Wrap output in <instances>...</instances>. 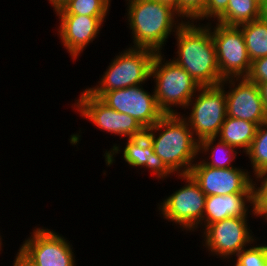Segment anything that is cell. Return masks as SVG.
Listing matches in <instances>:
<instances>
[{
	"instance_id": "6da1fadb",
	"label": "cell",
	"mask_w": 267,
	"mask_h": 266,
	"mask_svg": "<svg viewBox=\"0 0 267 266\" xmlns=\"http://www.w3.org/2000/svg\"><path fill=\"white\" fill-rule=\"evenodd\" d=\"M174 38L176 49L172 60L200 86H216L223 82L217 65L210 22L185 21L178 28Z\"/></svg>"
},
{
	"instance_id": "7a4b0ae2",
	"label": "cell",
	"mask_w": 267,
	"mask_h": 266,
	"mask_svg": "<svg viewBox=\"0 0 267 266\" xmlns=\"http://www.w3.org/2000/svg\"><path fill=\"white\" fill-rule=\"evenodd\" d=\"M129 47L166 51V43L185 20L170 6L152 0H125Z\"/></svg>"
},
{
	"instance_id": "3957f363",
	"label": "cell",
	"mask_w": 267,
	"mask_h": 266,
	"mask_svg": "<svg viewBox=\"0 0 267 266\" xmlns=\"http://www.w3.org/2000/svg\"><path fill=\"white\" fill-rule=\"evenodd\" d=\"M154 152L176 175L189 174L198 159L199 141L180 114H164L145 131Z\"/></svg>"
},
{
	"instance_id": "277c9868",
	"label": "cell",
	"mask_w": 267,
	"mask_h": 266,
	"mask_svg": "<svg viewBox=\"0 0 267 266\" xmlns=\"http://www.w3.org/2000/svg\"><path fill=\"white\" fill-rule=\"evenodd\" d=\"M164 53L155 54L151 67L156 102L164 114H180L201 86Z\"/></svg>"
},
{
	"instance_id": "5b68a950",
	"label": "cell",
	"mask_w": 267,
	"mask_h": 266,
	"mask_svg": "<svg viewBox=\"0 0 267 266\" xmlns=\"http://www.w3.org/2000/svg\"><path fill=\"white\" fill-rule=\"evenodd\" d=\"M156 52L149 48L128 47L115 54L96 84L85 87L93 96L151 81V67Z\"/></svg>"
},
{
	"instance_id": "8992f818",
	"label": "cell",
	"mask_w": 267,
	"mask_h": 266,
	"mask_svg": "<svg viewBox=\"0 0 267 266\" xmlns=\"http://www.w3.org/2000/svg\"><path fill=\"white\" fill-rule=\"evenodd\" d=\"M175 177L183 180L185 184L172 191L169 196L162 198L157 203L156 211H159L158 215L166 220V223H172V226L175 225L181 232L198 233L203 220L206 195L189 174Z\"/></svg>"
},
{
	"instance_id": "52a82bcc",
	"label": "cell",
	"mask_w": 267,
	"mask_h": 266,
	"mask_svg": "<svg viewBox=\"0 0 267 266\" xmlns=\"http://www.w3.org/2000/svg\"><path fill=\"white\" fill-rule=\"evenodd\" d=\"M184 111L180 115L198 141L216 137L227 117L225 89L221 84L201 86Z\"/></svg>"
},
{
	"instance_id": "ba28073f",
	"label": "cell",
	"mask_w": 267,
	"mask_h": 266,
	"mask_svg": "<svg viewBox=\"0 0 267 266\" xmlns=\"http://www.w3.org/2000/svg\"><path fill=\"white\" fill-rule=\"evenodd\" d=\"M250 217H230L209 224L199 236L202 249L222 262H231L258 237L250 229ZM227 260V261H226Z\"/></svg>"
},
{
	"instance_id": "9c48e42d",
	"label": "cell",
	"mask_w": 267,
	"mask_h": 266,
	"mask_svg": "<svg viewBox=\"0 0 267 266\" xmlns=\"http://www.w3.org/2000/svg\"><path fill=\"white\" fill-rule=\"evenodd\" d=\"M74 99L72 109L81 119L88 120L102 132L121 139L137 138L145 135L146 129L133 117L120 113L90 94L85 88Z\"/></svg>"
},
{
	"instance_id": "30bf717a",
	"label": "cell",
	"mask_w": 267,
	"mask_h": 266,
	"mask_svg": "<svg viewBox=\"0 0 267 266\" xmlns=\"http://www.w3.org/2000/svg\"><path fill=\"white\" fill-rule=\"evenodd\" d=\"M210 31L216 47V60L221 78H246L251 60L241 28L213 21L210 22Z\"/></svg>"
},
{
	"instance_id": "8fae6325",
	"label": "cell",
	"mask_w": 267,
	"mask_h": 266,
	"mask_svg": "<svg viewBox=\"0 0 267 266\" xmlns=\"http://www.w3.org/2000/svg\"><path fill=\"white\" fill-rule=\"evenodd\" d=\"M19 249L37 266H77L74 243L46 226H36Z\"/></svg>"
},
{
	"instance_id": "7c38bea8",
	"label": "cell",
	"mask_w": 267,
	"mask_h": 266,
	"mask_svg": "<svg viewBox=\"0 0 267 266\" xmlns=\"http://www.w3.org/2000/svg\"><path fill=\"white\" fill-rule=\"evenodd\" d=\"M125 143H113L110 149H104L103 157L106 167H112L116 162L118 154H122V160L130 168H135L141 172L148 171L153 174L158 182L176 176L165 164V162L155 154L154 147L146 135L137 138L123 139ZM124 144V146H122ZM155 175V176H154Z\"/></svg>"
},
{
	"instance_id": "4fadbf2b",
	"label": "cell",
	"mask_w": 267,
	"mask_h": 266,
	"mask_svg": "<svg viewBox=\"0 0 267 266\" xmlns=\"http://www.w3.org/2000/svg\"><path fill=\"white\" fill-rule=\"evenodd\" d=\"M189 175L206 195L254 193L253 176L243 166L219 169L206 166L199 158L190 169Z\"/></svg>"
},
{
	"instance_id": "5bb4252c",
	"label": "cell",
	"mask_w": 267,
	"mask_h": 266,
	"mask_svg": "<svg viewBox=\"0 0 267 266\" xmlns=\"http://www.w3.org/2000/svg\"><path fill=\"white\" fill-rule=\"evenodd\" d=\"M145 84L111 90L99 99L108 107L135 118L145 129L152 127L164 113L158 108L154 89H144Z\"/></svg>"
},
{
	"instance_id": "9a60e30c",
	"label": "cell",
	"mask_w": 267,
	"mask_h": 266,
	"mask_svg": "<svg viewBox=\"0 0 267 266\" xmlns=\"http://www.w3.org/2000/svg\"><path fill=\"white\" fill-rule=\"evenodd\" d=\"M221 85L225 89L227 116L258 126L267 120V109L256 83L247 78H230L223 80Z\"/></svg>"
},
{
	"instance_id": "2e32d148",
	"label": "cell",
	"mask_w": 267,
	"mask_h": 266,
	"mask_svg": "<svg viewBox=\"0 0 267 266\" xmlns=\"http://www.w3.org/2000/svg\"><path fill=\"white\" fill-rule=\"evenodd\" d=\"M59 25L55 34L61 40L64 50L72 61L80 60L83 51L100 37V33L108 17H92L86 15H56Z\"/></svg>"
},
{
	"instance_id": "e0dca14e",
	"label": "cell",
	"mask_w": 267,
	"mask_h": 266,
	"mask_svg": "<svg viewBox=\"0 0 267 266\" xmlns=\"http://www.w3.org/2000/svg\"><path fill=\"white\" fill-rule=\"evenodd\" d=\"M251 217L254 212V193H233L206 196L203 220L199 234L214 222L230 217Z\"/></svg>"
},
{
	"instance_id": "ac0fdd59",
	"label": "cell",
	"mask_w": 267,
	"mask_h": 266,
	"mask_svg": "<svg viewBox=\"0 0 267 266\" xmlns=\"http://www.w3.org/2000/svg\"><path fill=\"white\" fill-rule=\"evenodd\" d=\"M239 153L241 154L234 146L222 142L217 137H207L199 141L198 158L209 167L219 169L236 167L234 162Z\"/></svg>"
},
{
	"instance_id": "d6986e66",
	"label": "cell",
	"mask_w": 267,
	"mask_h": 266,
	"mask_svg": "<svg viewBox=\"0 0 267 266\" xmlns=\"http://www.w3.org/2000/svg\"><path fill=\"white\" fill-rule=\"evenodd\" d=\"M257 128L256 123L227 116L216 137L245 154L255 137Z\"/></svg>"
},
{
	"instance_id": "ffe728a7",
	"label": "cell",
	"mask_w": 267,
	"mask_h": 266,
	"mask_svg": "<svg viewBox=\"0 0 267 266\" xmlns=\"http://www.w3.org/2000/svg\"><path fill=\"white\" fill-rule=\"evenodd\" d=\"M264 15V8L256 0H229L227 9L215 20L228 25L239 26Z\"/></svg>"
},
{
	"instance_id": "44dd1931",
	"label": "cell",
	"mask_w": 267,
	"mask_h": 266,
	"mask_svg": "<svg viewBox=\"0 0 267 266\" xmlns=\"http://www.w3.org/2000/svg\"><path fill=\"white\" fill-rule=\"evenodd\" d=\"M239 27L242 30L251 62L267 56V18L263 15L254 21L241 24Z\"/></svg>"
},
{
	"instance_id": "7402d4cb",
	"label": "cell",
	"mask_w": 267,
	"mask_h": 266,
	"mask_svg": "<svg viewBox=\"0 0 267 266\" xmlns=\"http://www.w3.org/2000/svg\"><path fill=\"white\" fill-rule=\"evenodd\" d=\"M112 0H69L55 15H86L92 17H109Z\"/></svg>"
},
{
	"instance_id": "603a6c76",
	"label": "cell",
	"mask_w": 267,
	"mask_h": 266,
	"mask_svg": "<svg viewBox=\"0 0 267 266\" xmlns=\"http://www.w3.org/2000/svg\"><path fill=\"white\" fill-rule=\"evenodd\" d=\"M251 168L253 177L261 172L267 171V120L257 128L255 137L245 153ZM250 160V161H249ZM252 172V173H251Z\"/></svg>"
},
{
	"instance_id": "cb8c5ba5",
	"label": "cell",
	"mask_w": 267,
	"mask_h": 266,
	"mask_svg": "<svg viewBox=\"0 0 267 266\" xmlns=\"http://www.w3.org/2000/svg\"><path fill=\"white\" fill-rule=\"evenodd\" d=\"M260 237L244 248L231 261L233 266H267V242ZM234 263V264H233ZM230 264H228L230 266Z\"/></svg>"
},
{
	"instance_id": "d4e9b609",
	"label": "cell",
	"mask_w": 267,
	"mask_h": 266,
	"mask_svg": "<svg viewBox=\"0 0 267 266\" xmlns=\"http://www.w3.org/2000/svg\"><path fill=\"white\" fill-rule=\"evenodd\" d=\"M254 188V212L257 219L267 220V171L255 175ZM260 183V184H259Z\"/></svg>"
},
{
	"instance_id": "484cf974",
	"label": "cell",
	"mask_w": 267,
	"mask_h": 266,
	"mask_svg": "<svg viewBox=\"0 0 267 266\" xmlns=\"http://www.w3.org/2000/svg\"><path fill=\"white\" fill-rule=\"evenodd\" d=\"M228 2L229 0H207L204 10L193 21L197 23L215 21L227 9Z\"/></svg>"
},
{
	"instance_id": "4316f807",
	"label": "cell",
	"mask_w": 267,
	"mask_h": 266,
	"mask_svg": "<svg viewBox=\"0 0 267 266\" xmlns=\"http://www.w3.org/2000/svg\"><path fill=\"white\" fill-rule=\"evenodd\" d=\"M207 0H179V15L193 21L205 8Z\"/></svg>"
},
{
	"instance_id": "83f0119b",
	"label": "cell",
	"mask_w": 267,
	"mask_h": 266,
	"mask_svg": "<svg viewBox=\"0 0 267 266\" xmlns=\"http://www.w3.org/2000/svg\"><path fill=\"white\" fill-rule=\"evenodd\" d=\"M246 78L256 84L267 81V56L251 62L250 71Z\"/></svg>"
},
{
	"instance_id": "f1b7e54d",
	"label": "cell",
	"mask_w": 267,
	"mask_h": 266,
	"mask_svg": "<svg viewBox=\"0 0 267 266\" xmlns=\"http://www.w3.org/2000/svg\"><path fill=\"white\" fill-rule=\"evenodd\" d=\"M12 261V266H37L31 259H29L20 249L16 251Z\"/></svg>"
},
{
	"instance_id": "f546056e",
	"label": "cell",
	"mask_w": 267,
	"mask_h": 266,
	"mask_svg": "<svg viewBox=\"0 0 267 266\" xmlns=\"http://www.w3.org/2000/svg\"><path fill=\"white\" fill-rule=\"evenodd\" d=\"M257 86L259 88L262 101L264 102V106L267 109V81L258 83Z\"/></svg>"
},
{
	"instance_id": "4dcf8cb0",
	"label": "cell",
	"mask_w": 267,
	"mask_h": 266,
	"mask_svg": "<svg viewBox=\"0 0 267 266\" xmlns=\"http://www.w3.org/2000/svg\"><path fill=\"white\" fill-rule=\"evenodd\" d=\"M168 5L173 8L179 14V0H152Z\"/></svg>"
},
{
	"instance_id": "1f68e13d",
	"label": "cell",
	"mask_w": 267,
	"mask_h": 266,
	"mask_svg": "<svg viewBox=\"0 0 267 266\" xmlns=\"http://www.w3.org/2000/svg\"><path fill=\"white\" fill-rule=\"evenodd\" d=\"M49 5L53 8V12L61 8L69 0H47Z\"/></svg>"
},
{
	"instance_id": "d6a6232c",
	"label": "cell",
	"mask_w": 267,
	"mask_h": 266,
	"mask_svg": "<svg viewBox=\"0 0 267 266\" xmlns=\"http://www.w3.org/2000/svg\"><path fill=\"white\" fill-rule=\"evenodd\" d=\"M0 231H1V230H0ZM2 237H3V236L1 235V232H0V254H2L1 252L4 251V250H3V247H5V245L3 244V243H5V242H3L4 240H3Z\"/></svg>"
},
{
	"instance_id": "836d02e7",
	"label": "cell",
	"mask_w": 267,
	"mask_h": 266,
	"mask_svg": "<svg viewBox=\"0 0 267 266\" xmlns=\"http://www.w3.org/2000/svg\"><path fill=\"white\" fill-rule=\"evenodd\" d=\"M261 6L265 9L267 7V0H261Z\"/></svg>"
},
{
	"instance_id": "e575fe53",
	"label": "cell",
	"mask_w": 267,
	"mask_h": 266,
	"mask_svg": "<svg viewBox=\"0 0 267 266\" xmlns=\"http://www.w3.org/2000/svg\"><path fill=\"white\" fill-rule=\"evenodd\" d=\"M264 16L267 18V7L264 9Z\"/></svg>"
}]
</instances>
